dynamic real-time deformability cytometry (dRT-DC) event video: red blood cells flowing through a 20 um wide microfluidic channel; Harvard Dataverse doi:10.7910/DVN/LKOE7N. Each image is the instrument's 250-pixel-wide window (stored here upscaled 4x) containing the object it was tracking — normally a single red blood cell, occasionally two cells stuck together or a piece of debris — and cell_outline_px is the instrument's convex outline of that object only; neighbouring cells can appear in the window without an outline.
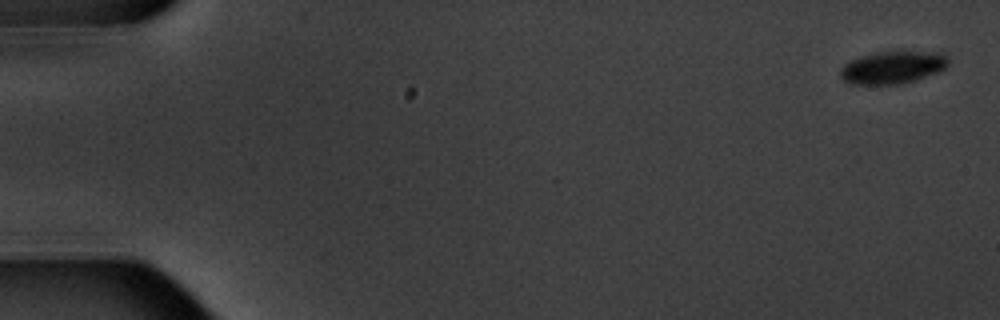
{"species": "common noctule bat (a hibernating species)", "species_latin": "Nyctalus noctula", "temperature_condition": "warm", "stored_images_in_passage": 4, "camera_frame_rate_fps": 3000, "um_per_image_px": 0.085, "animal": {"sex": "male", "body_mass_g": 20.1, "forearm_length_mm": 53.5}, "frame": {"image": 1, "passage_image": 1, "time_ms": 0.0, "image_size_px": [1000, 320], "cell_outline_px": [[948, 64], [944, 68], [936, 72], [916, 80], [904, 84], [848, 84], [840, 76], [840, 68], [844, 64], [852, 60], [864, 56], [880, 52], [936, 52], [944, 56], [948, 60]], "centroid_in_image_um": [75.84, 5.75], "position_along_channel_um": 9.2, "area_um2": 20.06}}